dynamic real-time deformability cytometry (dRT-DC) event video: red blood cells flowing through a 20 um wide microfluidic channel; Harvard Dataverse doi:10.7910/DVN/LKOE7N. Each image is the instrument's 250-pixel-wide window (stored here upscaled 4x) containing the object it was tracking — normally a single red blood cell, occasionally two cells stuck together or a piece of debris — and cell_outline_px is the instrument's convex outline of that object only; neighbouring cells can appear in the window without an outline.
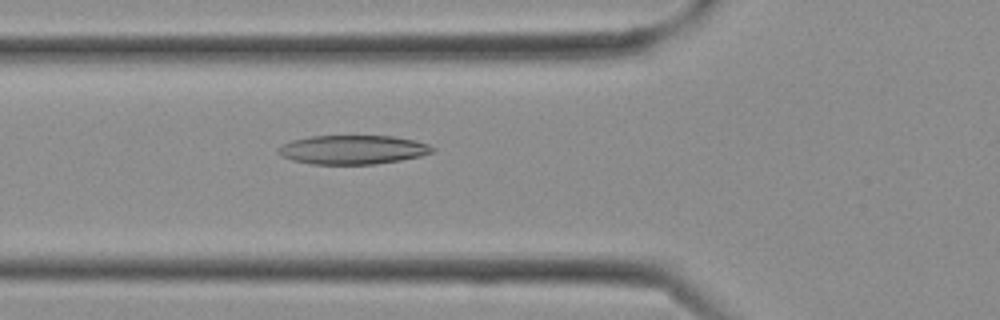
{"species": "Egyptian fruit bat (a non-hibernating species)", "species_latin": "Rousettus aegyptiacus", "temperature_condition": "cold", "stored_images_in_passage": 2, "camera_frame_rate_fps": 3000, "um_per_image_px": 0.085, "frame": {"image": 1, "passage_image": 2, "time_ms": 0.333, "image_size_px": [1000, 320], "cell_outline_px": [[436, 148], [432, 152], [420, 156], [400, 160], [372, 164], [312, 164], [292, 160], [280, 156], [276, 152], [276, 148], [292, 140], [312, 136], [392, 136], [416, 140], [428, 144]], "centroid_in_image_um": [29.96, 12.72], "position_along_channel_um": 95.8, "area_um2": 26.07}}